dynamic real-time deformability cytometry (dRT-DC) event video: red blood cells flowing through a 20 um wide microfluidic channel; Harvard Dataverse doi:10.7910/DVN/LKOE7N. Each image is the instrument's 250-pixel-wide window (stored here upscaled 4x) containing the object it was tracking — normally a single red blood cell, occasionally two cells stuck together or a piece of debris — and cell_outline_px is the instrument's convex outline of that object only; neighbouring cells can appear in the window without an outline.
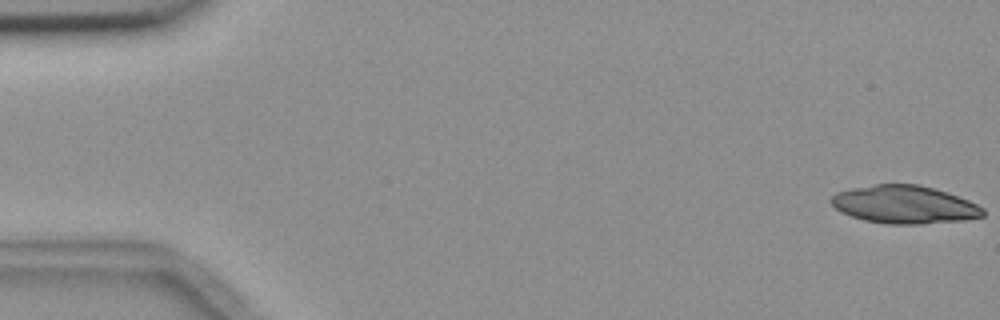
{"species": "common noctule bat (a hibernating species)", "species_latin": "Nyctalus noctula", "temperature_condition": "room temperature", "stored_images_in_passage": 6, "camera_frame_rate_fps": 3000, "um_per_image_px": 0.085, "animal": {"sex": "female", "body_mass_g": 18.4}, "frame": {"image": 1, "passage_image": 1, "time_ms": 0.0, "image_size_px": [1000, 320], "cell_outline_px": [[984, 216], [964, 220], [920, 224], [888, 224], [864, 220], [840, 212], [828, 200], [836, 192], [852, 188], [876, 184], [920, 184], [948, 192], [968, 200], [984, 208]], "centroid_in_image_um": [76.87, 17.38], "position_along_channel_um": 8.1, "area_um2": 33.7}}